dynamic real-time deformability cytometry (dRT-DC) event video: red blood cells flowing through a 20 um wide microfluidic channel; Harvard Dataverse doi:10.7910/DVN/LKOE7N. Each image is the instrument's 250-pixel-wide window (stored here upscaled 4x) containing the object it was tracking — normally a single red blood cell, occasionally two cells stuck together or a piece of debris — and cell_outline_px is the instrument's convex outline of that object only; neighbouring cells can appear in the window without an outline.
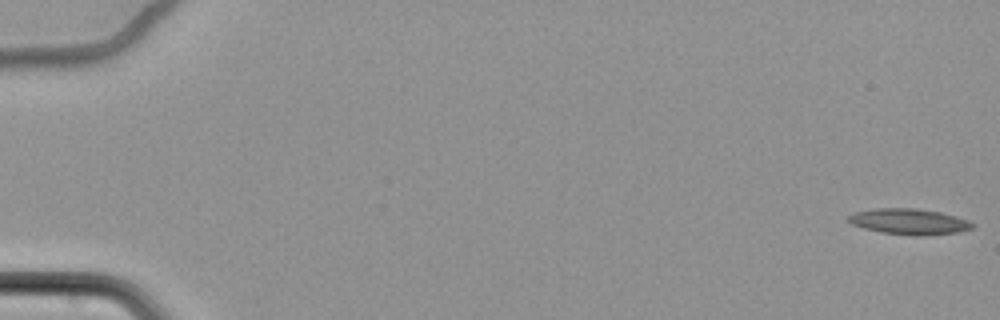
{"species": "common noctule bat (a hibernating species)", "species_latin": "Nyctalus noctula", "temperature_condition": "cold", "stored_images_in_passage": 66, "camera_frame_rate_fps": 3000, "um_per_image_px": 0.085, "animal": {"sex": "female", "body_mass_g": 22.7, "forearm_length_mm": 54.2}, "frame": {"image": 1, "passage_image": 1, "time_ms": 0.0, "image_size_px": [1000, 320], "cell_outline_px": [[976, 224], [972, 228], [960, 232], [924, 236], [916, 236], [880, 232], [864, 228], [852, 224], [848, 220], [848, 216], [856, 212], [876, 208], [916, 208], [940, 212], [956, 216], [968, 220]], "centroid_in_image_um": [77.32, 18.84], "position_along_channel_um": 7.7, "area_um2": 18.73}}
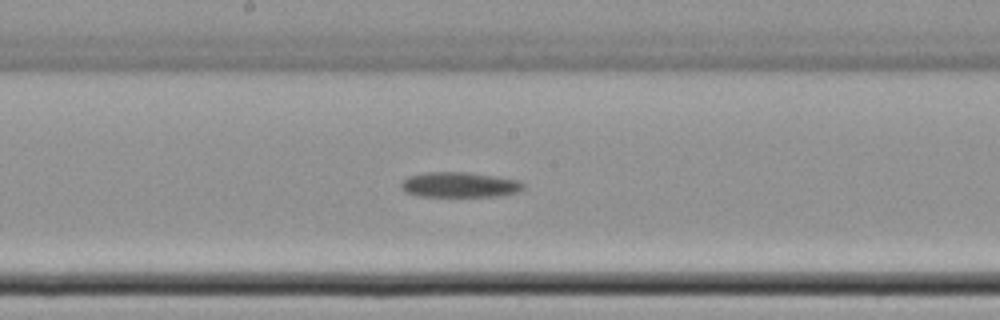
{"frame": {"image": 2, "passage_image": 38, "time_ms": 12.333, "image_size_px": [1000, 320], "cell_outline_px": [[524, 188], [520, 192], [496, 196], [420, 196], [404, 192], [400, 188], [400, 184], [408, 176], [424, 172], [468, 172], [496, 176], [520, 180], [524, 184]], "centroid_in_image_um": [39.07, 15.7], "position_along_channel_um": 209.1, "area_um2": 18.15}}
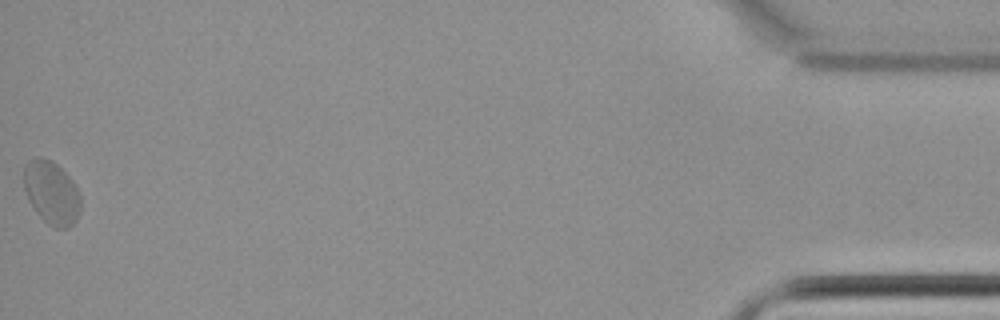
{"frame": {"image": 3, "passage_image": 66, "time_ms": 21.667, "image_size_px": [1000, 320], "cell_outline_px": [[80, 212], [76, 220], [68, 228], [56, 228], [48, 224], [36, 212], [28, 200], [24, 188], [24, 164], [28, 160], [36, 156], [40, 156], [56, 164], [72, 180], [80, 196]], "centroid_in_image_um": [4.36, 16.38], "position_along_channel_um": 430.8, "area_um2": 20.87}, "authors_computed_cell_mechanics": {"area_um2": 18.1492, "velocity_mm_per_s": 3.4021, "shape_relaxation_time_tau1_ms": null, "shape_relaxation_time_tau2_ms": 4.6747, "deformation_change_tau1": null, "deformation_change_tau2": 0.0369}}